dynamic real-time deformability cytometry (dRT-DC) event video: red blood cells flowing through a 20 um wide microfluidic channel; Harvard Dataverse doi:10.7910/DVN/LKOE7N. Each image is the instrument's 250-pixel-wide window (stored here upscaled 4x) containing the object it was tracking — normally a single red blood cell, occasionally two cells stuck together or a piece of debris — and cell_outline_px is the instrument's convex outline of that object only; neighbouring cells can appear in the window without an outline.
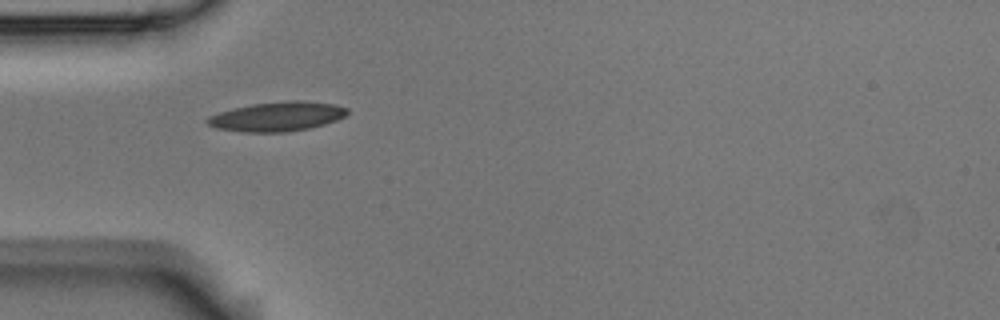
{"species": "Egyptian fruit bat (a non-hibernating species)", "species_latin": "Rousettus aegyptiacus", "temperature_condition": "room temperature", "stored_images_in_passage": 3, "camera_frame_rate_fps": 3000, "um_per_image_px": 0.085, "animal": {"sex": "male"}, "frame": {"image": 1, "passage_image": 1, "time_ms": 0.0, "image_size_px": [1000, 320], "cell_outline_px": [[348, 112], [344, 116], [336, 120], [324, 124], [308, 128], [284, 132], [244, 132], [216, 128], [208, 124], [204, 120], [208, 116], [220, 112], [252, 104], [288, 100], [304, 100], [336, 104], [348, 108]], "centroid_in_image_um": [23.57, 9.89], "position_along_channel_um": 61.4, "area_um2": 23.93}}
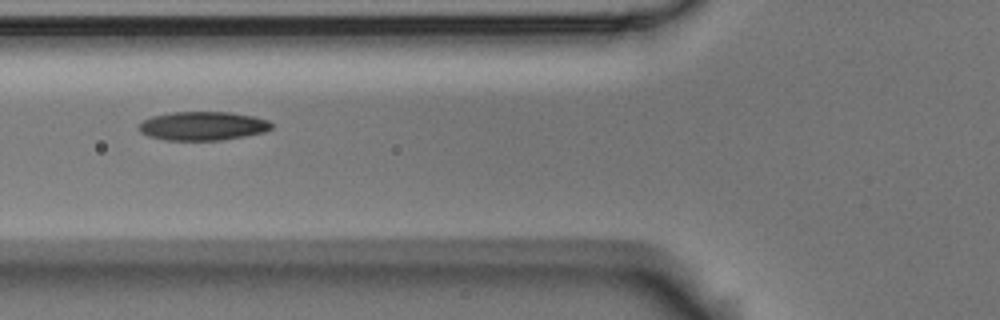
{"frame": {"image": 2, "passage_image": 2, "time_ms": 0.333, "image_size_px": [1000, 320], "cell_outline_px": [[272, 128], [264, 132], [244, 136], [220, 140], [164, 140], [148, 136], [140, 132], [140, 124], [144, 120], [152, 116], [172, 112], [228, 112], [256, 116], [268, 120], [272, 124]], "centroid_in_image_um": [17.25, 10.7], "position_along_channel_um": 108.5, "area_um2": 22.2}}
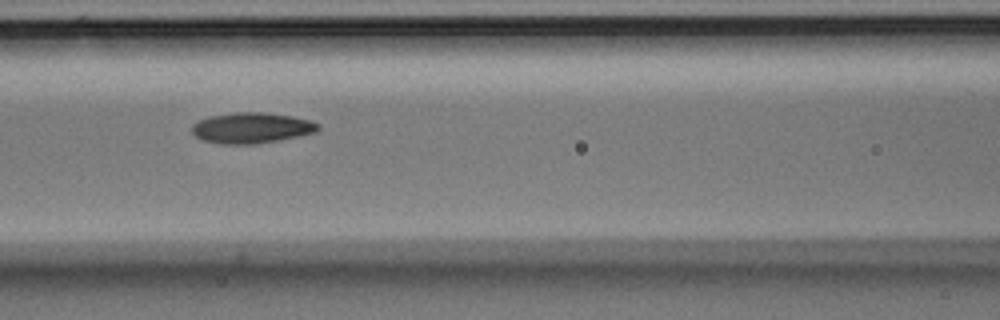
{"frame": {"image": 3, "passage_image": 3, "time_ms": 0.667, "image_size_px": [1000, 320], "cell_outline_px": [[320, 128], [316, 132], [280, 140], [256, 144], [220, 144], [204, 140], [196, 136], [192, 132], [192, 124], [208, 116], [236, 112], [264, 112], [292, 116], [312, 120], [320, 124]], "centroid_in_image_um": [21.41, 10.87], "position_along_channel_um": 145.2, "area_um2": 22.72}}